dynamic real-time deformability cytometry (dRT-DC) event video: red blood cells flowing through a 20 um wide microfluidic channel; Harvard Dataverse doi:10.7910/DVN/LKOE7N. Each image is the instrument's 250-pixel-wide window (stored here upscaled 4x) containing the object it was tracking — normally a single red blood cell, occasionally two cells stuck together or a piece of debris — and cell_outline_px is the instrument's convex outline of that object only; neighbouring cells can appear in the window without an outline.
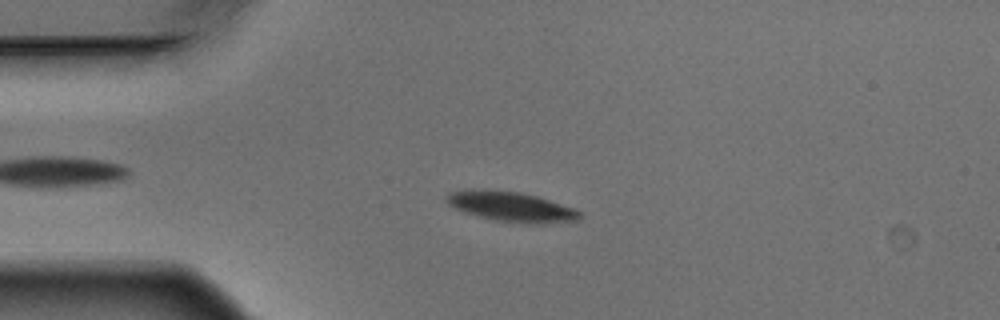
{"species": "Egyptian fruit bat (a non-hibernating species)", "species_latin": "Rousettus aegyptiacus", "temperature_condition": "warm", "stored_images_in_passage": 10, "camera_frame_rate_fps": 3000, "um_per_image_px": 0.085, "animal": {"sex": "male"}, "frame": {"image": 1, "passage_image": 4, "time_ms": 1.0, "image_size_px": [1000, 320], "cell_outline_px": [[580, 220], [536, 224], [528, 224], [496, 220], [464, 212], [448, 204], [444, 200], [444, 196], [448, 192], [472, 188], [520, 192], [536, 196], [572, 208], [580, 212]], "centroid_in_image_um": [43.37, 17.55], "position_along_channel_um": 41.6, "area_um2": 23.12}}
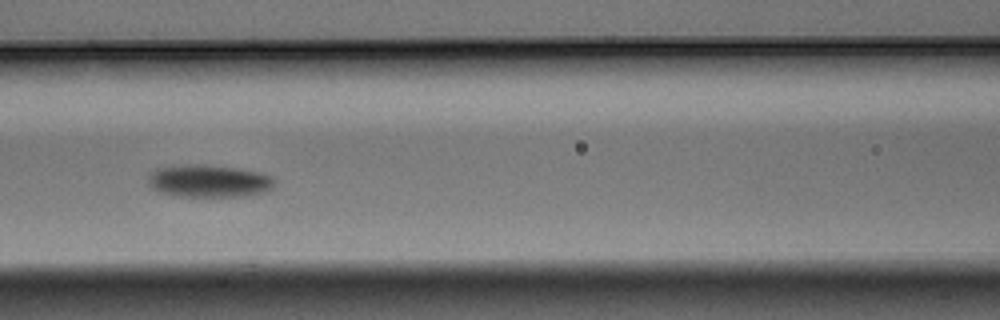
{"frame": {"image": 2, "passage_image": 7, "time_ms": 2.0, "image_size_px": [1000, 320], "cell_outline_px": [[276, 180], [272, 188], [264, 192], [244, 196], [172, 196], [160, 192], [152, 188], [148, 184], [148, 176], [156, 168], [180, 164], [204, 164], [236, 168], [260, 172], [272, 176]], "centroid_in_image_um": [17.74, 15.38], "position_along_channel_um": 148.9, "area_um2": 24.22}}
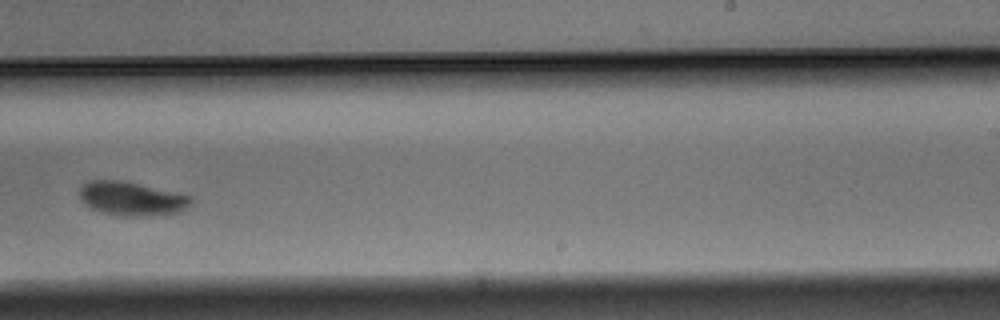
{"frame": {"image": 3, "passage_image": 10, "time_ms": 3.0, "image_size_px": [1000, 320], "cell_outline_px": [[192, 204], [188, 208], [180, 212], [148, 216], [120, 216], [104, 212], [92, 208], [84, 204], [80, 196], [80, 188], [88, 180], [120, 180], [192, 196]], "centroid_in_image_um": [11.21, 16.89], "position_along_channel_um": 277.8, "area_um2": 21.85}}